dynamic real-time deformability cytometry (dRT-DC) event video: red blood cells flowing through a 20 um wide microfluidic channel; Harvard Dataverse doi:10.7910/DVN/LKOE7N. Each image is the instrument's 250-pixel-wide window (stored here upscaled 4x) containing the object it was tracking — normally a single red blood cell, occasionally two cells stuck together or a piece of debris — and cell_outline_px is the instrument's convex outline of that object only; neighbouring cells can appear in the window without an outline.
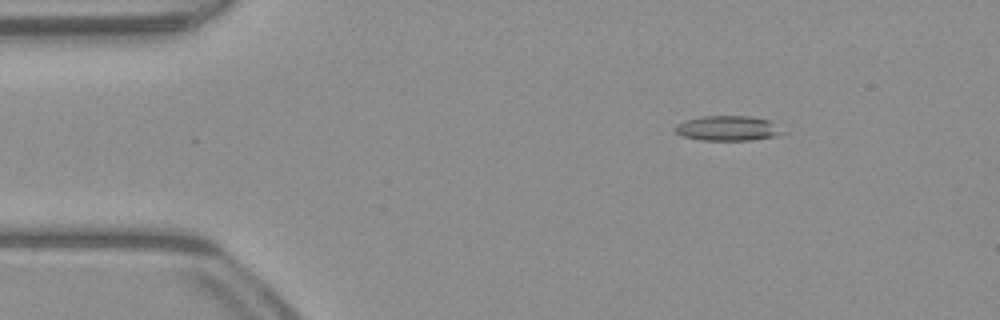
{"species": "common noctule bat (a hibernating species)", "species_latin": "Nyctalus noctula", "temperature_condition": "warm", "stored_images_in_passage": 48, "camera_frame_rate_fps": 3000, "um_per_image_px": 0.085, "animal": {"sex": "male", "body_mass_g": 23.1, "forearm_length_mm": 52.7}, "frame": {"image": 1, "passage_image": 4, "time_ms": 1.0, "image_size_px": [1000, 320], "cell_outline_px": [[788, 132], [776, 136], [752, 140], [700, 140], [680, 136], [676, 132], [676, 124], [684, 120], [700, 116], [752, 116], [772, 120]], "centroid_in_image_um": [61.93, 10.9], "position_along_channel_um": 23.1, "area_um2": 16.07}}
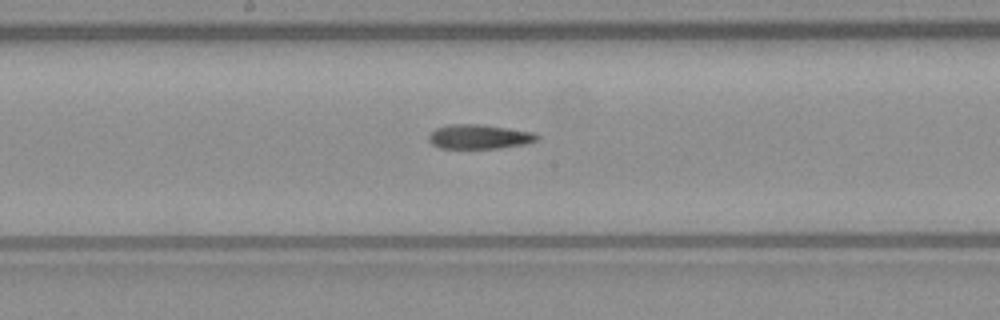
{"frame": {"image": 2, "passage_image": 23, "time_ms": 7.333, "image_size_px": [1000, 320], "cell_outline_px": [[540, 136], [536, 140], [524, 144], [500, 148], [440, 148], [432, 144], [428, 140], [428, 136], [436, 128], [448, 124], [484, 124], [532, 132]], "centroid_in_image_um": [40.71, 11.61], "position_along_channel_um": 207.5, "area_um2": 15.37}}
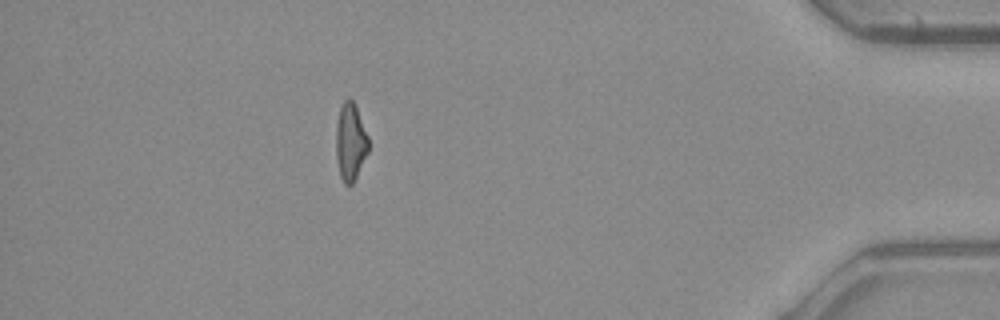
{"frame": {"image": 3, "passage_image": 42, "time_ms": 13.667, "image_size_px": [1000, 320], "cell_outline_px": [[368, 152], [352, 184], [344, 184], [340, 176], [336, 160], [336, 124], [340, 108], [344, 100], [348, 96], [356, 104], [368, 136]], "centroid_in_image_um": [29.78, 12.02], "position_along_channel_um": 405.4, "area_um2": 14.74}, "authors_computed_cell_mechanics": {"area_um2": 15.606, "velocity_mm_per_s": 4.0185, "shape_relaxation_time_tau1_ms": null, "shape_relaxation_time_tau2_ms": 3.3663, "deformation_change_tau1": null, "deformation_change_tau2": 0.1479}}